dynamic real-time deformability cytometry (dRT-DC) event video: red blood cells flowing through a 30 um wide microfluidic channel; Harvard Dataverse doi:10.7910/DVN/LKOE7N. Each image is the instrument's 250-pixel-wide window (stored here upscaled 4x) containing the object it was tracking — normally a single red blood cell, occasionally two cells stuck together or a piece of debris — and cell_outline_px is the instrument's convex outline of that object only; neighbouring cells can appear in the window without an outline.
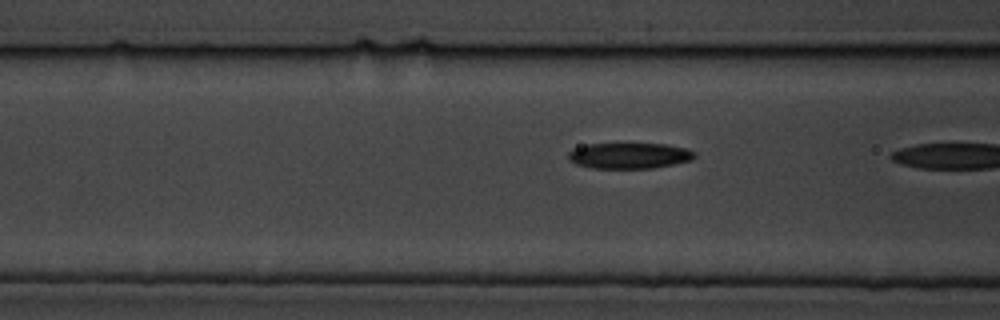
{"species": "common noctule bat (a hibernating species)", "species_latin": "Nyctalus noctula", "temperature_condition": "cold", "stored_images_in_passage": 22, "camera_frame_rate_fps": 3000, "um_per_image_px": 0.085, "animal": {"sex": "male", "body_mass_g": 19.5, "forearm_length_mm": 54.6}, "frame": {"image": 1, "passage_image": 21, "time_ms": 6.667, "image_size_px": [1000, 320], "cell_outline_px": [[696, 156], [692, 160], [652, 168], [592, 168], [576, 164], [568, 160], [568, 152], [572, 148], [588, 144], [668, 144], [688, 148], [696, 152]], "centroid_in_image_um": [53.49, 13.22], "position_along_channel_um": 113.1, "area_um2": 19.13}}